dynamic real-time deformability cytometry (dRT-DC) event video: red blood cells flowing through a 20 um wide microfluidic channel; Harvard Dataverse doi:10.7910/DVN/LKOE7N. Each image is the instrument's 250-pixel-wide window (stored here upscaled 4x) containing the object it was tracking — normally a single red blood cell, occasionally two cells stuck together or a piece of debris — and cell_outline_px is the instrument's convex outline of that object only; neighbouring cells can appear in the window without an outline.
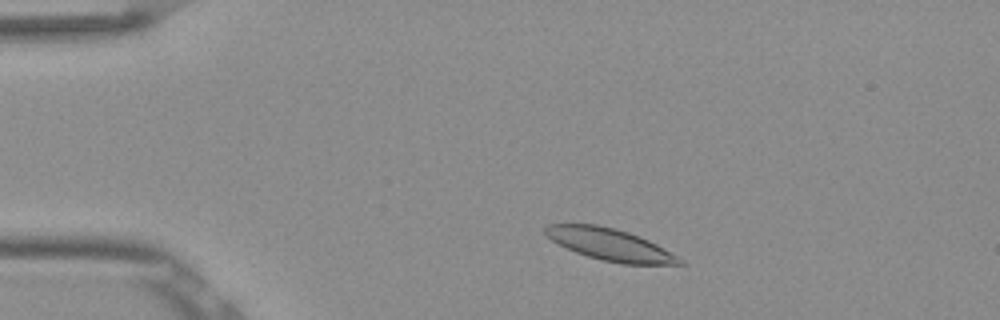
{"species": "Egyptian fruit bat (a non-hibernating species)", "species_latin": "Rousettus aegyptiacus", "temperature_condition": "room temperature", "stored_images_in_passage": 49, "camera_frame_rate_fps": 3000, "um_per_image_px": 0.085, "frame": {"image": 1, "passage_image": 6, "time_ms": 1.667, "image_size_px": [1000, 320], "cell_outline_px": [[684, 264], [624, 264], [600, 260], [576, 252], [552, 240], [544, 232], [544, 228], [548, 224], [596, 224], [628, 232], [640, 236], [680, 256], [684, 260]], "centroid_in_image_um": [51.89, 20.79], "position_along_channel_um": 33.1, "area_um2": 24.8}}
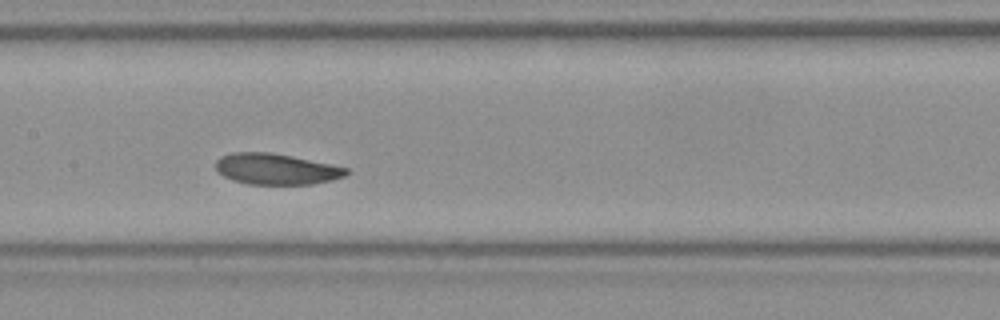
{"frame": {"image": 2, "passage_image": 22, "time_ms": 7.0, "image_size_px": [1000, 320], "cell_outline_px": [[348, 172], [344, 176], [332, 180], [312, 184], [248, 184], [232, 180], [216, 172], [216, 160], [220, 156], [232, 152], [268, 152], [292, 156], [332, 164], [348, 168]], "centroid_in_image_um": [23.44, 14.36], "position_along_channel_um": 184.0, "area_um2": 23.64}}
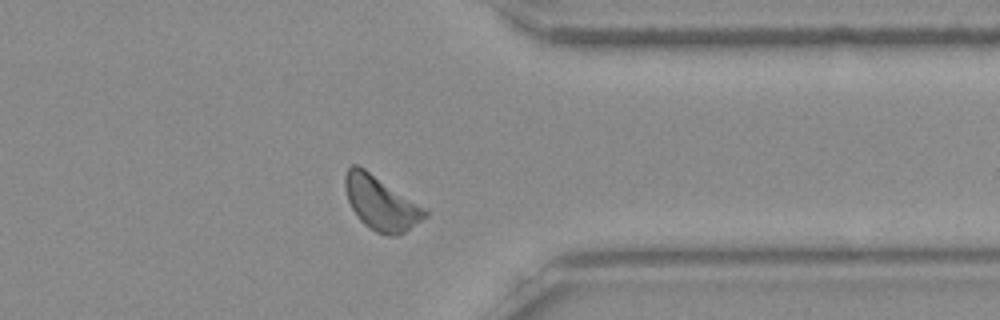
{"frame": {"image": 3, "passage_image": 38, "time_ms": 12.333, "image_size_px": [1000, 320], "cell_outline_px": [[428, 216], [404, 232], [392, 236], [388, 236], [376, 232], [364, 224], [356, 216], [348, 200], [344, 188], [344, 176], [348, 168], [352, 164], [356, 164], [364, 168], [428, 208]], "centroid_in_image_um": [32.39, 17.25], "position_along_channel_um": 379.0, "area_um2": 25.32}, "authors_computed_cell_mechanics": {"area_um2": 24.276, "velocity_mm_per_s": 3.7781, "shape_relaxation_time_tau1_ms": 2.0323, "shape_relaxation_time_tau2_ms": 7.8575, "deformation_change_tau1": 0.083, "deformation_change_tau2": 0.1558}}